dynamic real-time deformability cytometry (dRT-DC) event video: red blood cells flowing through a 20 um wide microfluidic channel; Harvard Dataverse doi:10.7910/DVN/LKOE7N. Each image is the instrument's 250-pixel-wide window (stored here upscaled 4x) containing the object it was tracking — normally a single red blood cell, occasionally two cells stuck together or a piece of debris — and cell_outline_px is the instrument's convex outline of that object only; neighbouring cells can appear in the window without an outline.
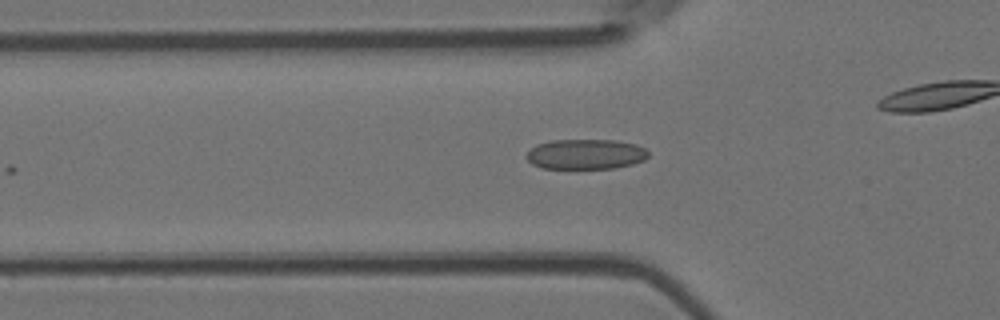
{"species": "Egyptian fruit bat (a non-hibernating species)", "species_latin": "Rousettus aegyptiacus", "temperature_condition": "room temperature", "stored_images_in_passage": 6, "camera_frame_rate_fps": 3000, "um_per_image_px": 0.085, "animal": {"sex": "female"}, "frame": {"image": 1, "passage_image": 4, "time_ms": 3.667, "image_size_px": [1000, 320], "cell_outline_px": [[648, 156], [644, 160], [632, 164], [616, 168], [540, 168], [532, 164], [524, 156], [536, 144], [552, 140], [616, 140], [636, 144], [644, 148], [648, 152]], "centroid_in_image_um": [49.77, 13.1], "position_along_channel_um": 76.0, "area_um2": 21.44}}
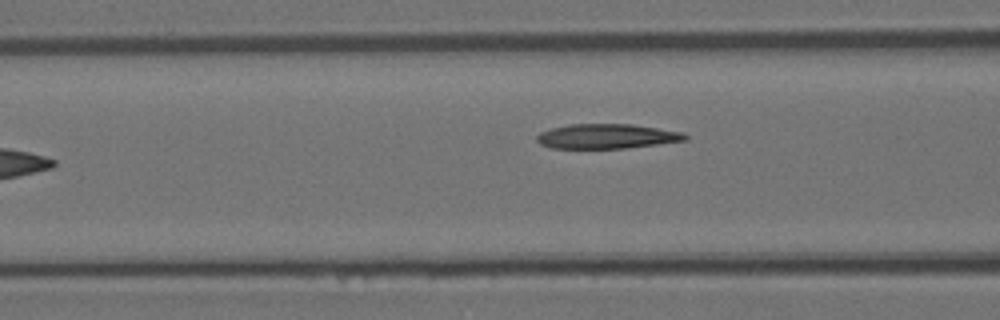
{"frame": {"image": 2, "passage_image": 6, "time_ms": 6.0, "image_size_px": [1000, 320], "cell_outline_px": [[688, 140], [628, 148], [552, 148], [540, 144], [536, 140], [536, 136], [540, 132], [552, 128], [568, 124], [632, 124], [684, 132], [688, 136]], "centroid_in_image_um": [51.59, 11.58], "position_along_channel_um": 115.0, "area_um2": 21.44}}